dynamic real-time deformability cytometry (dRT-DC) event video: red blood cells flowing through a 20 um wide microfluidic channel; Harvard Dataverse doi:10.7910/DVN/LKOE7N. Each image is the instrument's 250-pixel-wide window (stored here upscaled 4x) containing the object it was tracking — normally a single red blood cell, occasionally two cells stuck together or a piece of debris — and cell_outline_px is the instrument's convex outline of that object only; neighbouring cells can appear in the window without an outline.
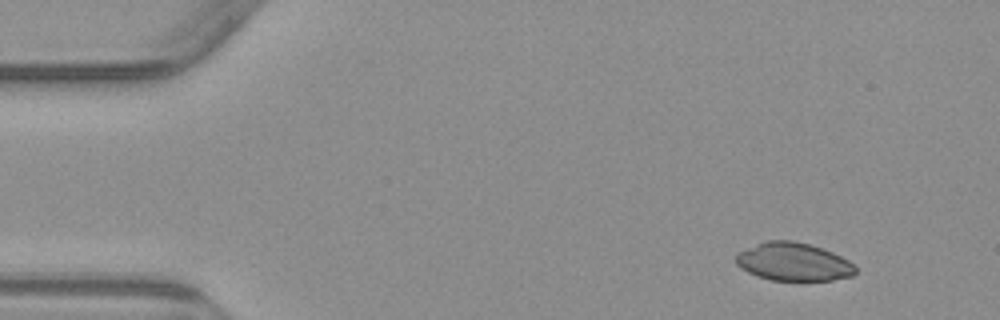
{"species": "common noctule bat (a hibernating species)", "species_latin": "Nyctalus noctula", "temperature_condition": "warm", "stored_images_in_passage": 4, "camera_frame_rate_fps": 3000, "um_per_image_px": 0.085, "animal": {"sex": "male", "body_mass_g": 23.1, "forearm_length_mm": 52.7}, "frame": {"image": 1, "passage_image": 1, "time_ms": 0.0, "image_size_px": [1000, 320], "cell_outline_px": [[856, 272], [852, 276], [832, 280], [772, 280], [748, 272], [740, 268], [736, 264], [736, 252], [764, 240], [792, 240], [808, 244], [832, 252], [848, 260], [856, 268]], "centroid_in_image_um": [67.4, 22.24], "position_along_channel_um": 17.6, "area_um2": 26.47}}